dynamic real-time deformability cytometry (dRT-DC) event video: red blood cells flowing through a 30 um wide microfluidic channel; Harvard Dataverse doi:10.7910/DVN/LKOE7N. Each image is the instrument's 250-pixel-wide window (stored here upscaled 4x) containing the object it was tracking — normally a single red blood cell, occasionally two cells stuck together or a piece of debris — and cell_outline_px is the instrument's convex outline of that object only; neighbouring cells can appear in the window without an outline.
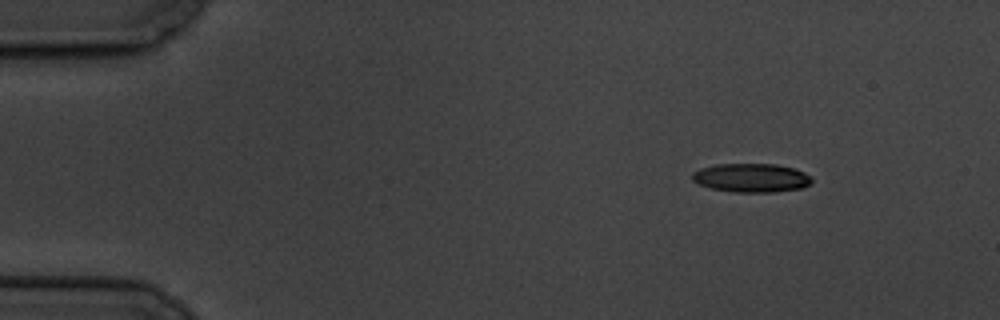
{"species": "common noctule bat (a hibernating species)", "species_latin": "Nyctalus noctula", "temperature_condition": "cold", "stored_images_in_passage": 6, "camera_frame_rate_fps": 3000, "um_per_image_px": 0.085, "animal": {"sex": "male", "body_mass_g": 19.5, "forearm_length_mm": 54.6}, "frame": {"image": 1, "passage_image": 2, "time_ms": 1.0, "image_size_px": [1000, 320], "cell_outline_px": [[812, 180], [808, 184], [800, 188], [772, 192], [736, 192], [712, 188], [700, 184], [692, 180], [692, 172], [700, 168], [716, 164], [776, 164], [796, 168], [812, 176]], "centroid_in_image_um": [63.87, 15.1], "position_along_channel_um": 21.1, "area_um2": 20.0}}
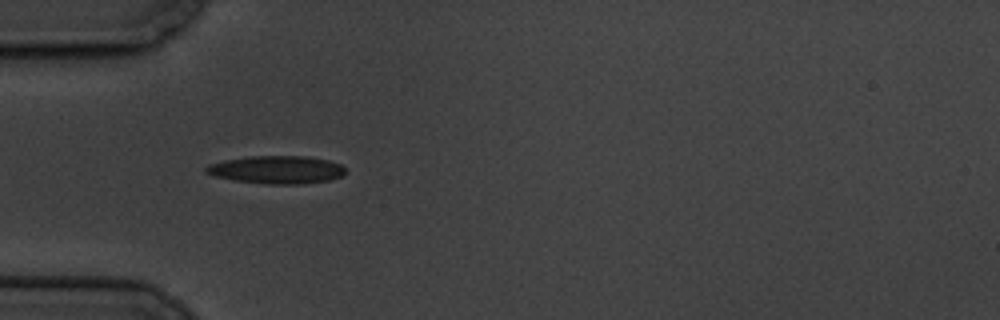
{"frame": {"image": 2, "passage_image": 5, "time_ms": 4.667, "image_size_px": [1000, 320], "cell_outline_px": [[344, 176], [328, 180], [300, 184], [268, 184], [236, 180], [216, 176], [204, 172], [204, 168], [208, 164], [224, 160], [252, 156], [304, 156], [328, 160], [340, 164], [344, 168]], "centroid_in_image_um": [23.51, 14.42], "position_along_channel_um": 61.5, "area_um2": 22.48}}
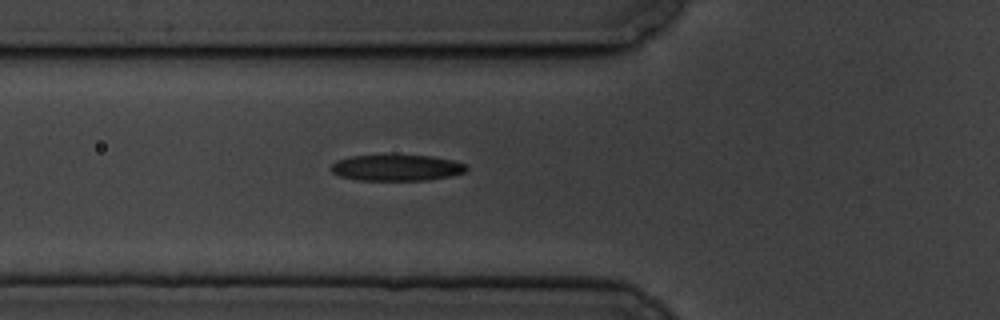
{"frame": {"image": 3, "passage_image": 6, "time_ms": 5.667, "image_size_px": [1000, 320], "cell_outline_px": [[468, 168], [464, 172], [452, 176], [428, 180], [360, 180], [340, 176], [332, 172], [332, 164], [336, 160], [348, 156], [432, 156], [452, 160], [464, 164]], "centroid_in_image_um": [33.72, 14.27], "position_along_channel_um": 92.1, "area_um2": 20.35}}